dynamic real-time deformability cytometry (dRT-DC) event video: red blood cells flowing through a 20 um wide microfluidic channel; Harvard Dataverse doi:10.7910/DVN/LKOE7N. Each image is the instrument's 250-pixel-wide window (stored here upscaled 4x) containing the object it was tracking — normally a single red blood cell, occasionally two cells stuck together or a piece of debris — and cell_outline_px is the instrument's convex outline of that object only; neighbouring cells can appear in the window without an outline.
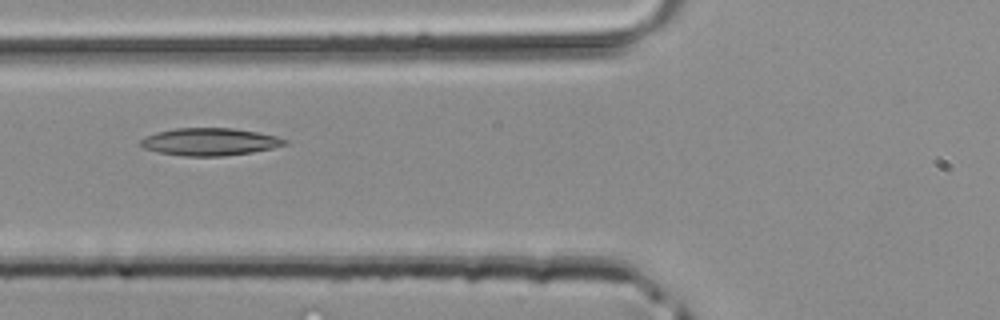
{"species": "common noctule bat (a hibernating species)", "species_latin": "Nyctalus noctula", "temperature_condition": "room temperature", "stored_images_in_passage": 38, "camera_frame_rate_fps": 3000, "um_per_image_px": 0.085, "animal": {"sex": "male", "body_mass_g": 20.4}, "frame": {"image": 1, "passage_image": 11, "time_ms": 3.333, "image_size_px": [1000, 320], "cell_outline_px": [[288, 144], [272, 148], [252, 152], [220, 156], [184, 156], [156, 152], [144, 148], [136, 144], [144, 136], [156, 132], [176, 128], [232, 128], [256, 132], [276, 136], [288, 140]], "centroid_in_image_um": [17.77, 12.05], "position_along_channel_um": 108.0, "area_um2": 23.18}}
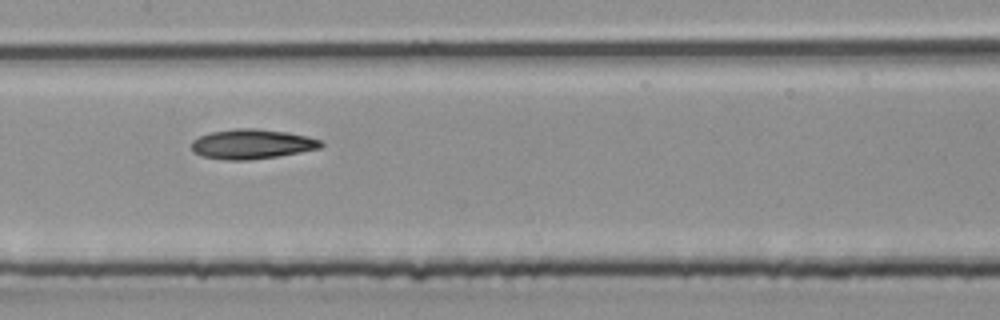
{"frame": {"image": 2, "passage_image": 16, "time_ms": 5.0, "image_size_px": [1000, 320], "cell_outline_px": [[324, 144], [320, 148], [300, 152], [276, 156], [248, 160], [228, 160], [200, 156], [192, 152], [192, 140], [200, 136], [212, 132], [236, 128], [256, 128], [288, 132], [308, 136], [320, 140]], "centroid_in_image_um": [21.4, 12.24], "position_along_channel_um": 186.0, "area_um2": 22.43}}
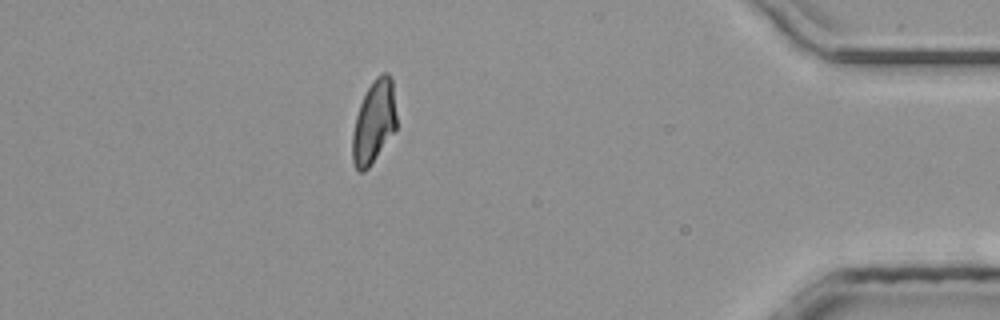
{"frame": {"image": 3, "passage_image": 33, "time_ms": 10.667, "image_size_px": [1000, 320], "cell_outline_px": [[396, 128], [368, 168], [364, 172], [360, 172], [356, 168], [352, 160], [352, 132], [356, 116], [360, 104], [372, 80], [380, 72], [388, 72], [392, 80], [396, 116]], "centroid_in_image_um": [31.77, 10.34], "position_along_channel_um": 403.4, "area_um2": 21.15}}